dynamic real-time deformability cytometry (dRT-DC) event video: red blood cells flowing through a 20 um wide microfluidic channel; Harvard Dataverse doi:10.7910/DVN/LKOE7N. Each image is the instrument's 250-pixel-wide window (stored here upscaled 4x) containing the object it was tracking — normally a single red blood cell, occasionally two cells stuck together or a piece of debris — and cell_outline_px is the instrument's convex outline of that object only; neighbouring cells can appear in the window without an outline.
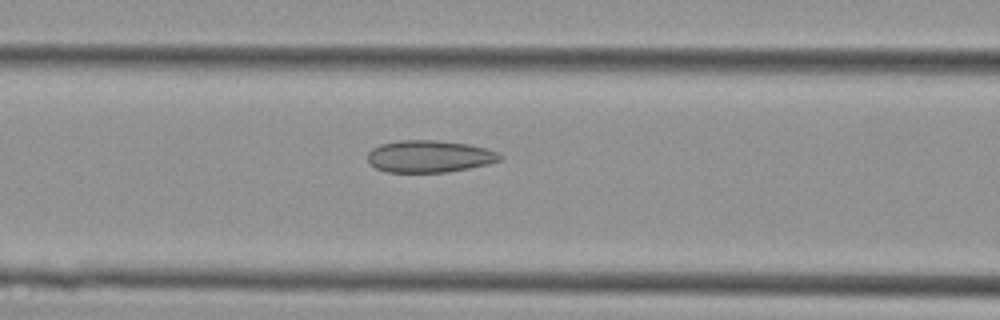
{"species": "Egyptian fruit bat (a non-hibernating species)", "species_latin": "Rousettus aegyptiacus", "temperature_condition": "cold", "stored_images_in_passage": 14, "camera_frame_rate_fps": 3000, "um_per_image_px": 0.085, "animal": {"sex": "female"}, "frame": {"image": 1, "passage_image": 10, "time_ms": 3.0, "image_size_px": [1000, 320], "cell_outline_px": [[504, 156], [500, 160], [488, 164], [448, 172], [384, 172], [376, 168], [368, 160], [368, 152], [372, 148], [380, 144], [400, 140], [436, 140], [468, 144], [488, 148]], "centroid_in_image_um": [36.5, 13.29], "position_along_channel_um": 130.1, "area_um2": 24.8}}
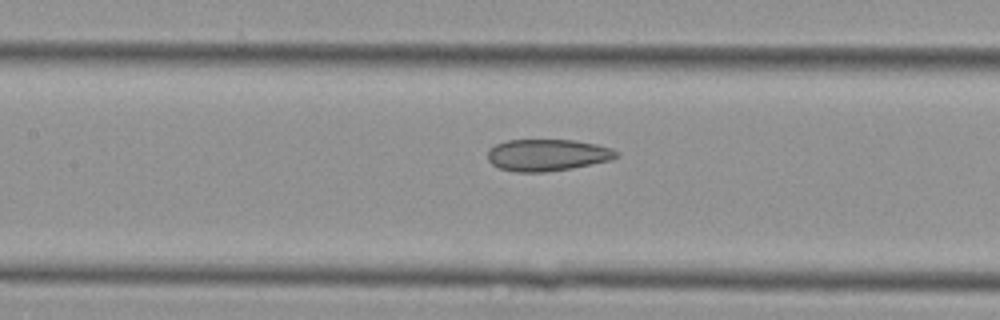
{"frame": {"image": 2, "passage_image": 12, "time_ms": 3.667, "image_size_px": [1000, 320], "cell_outline_px": [[620, 156], [612, 160], [572, 168], [544, 172], [516, 172], [500, 168], [492, 164], [488, 160], [488, 152], [496, 144], [508, 140], [576, 140], [596, 144], [612, 148], [620, 152]], "centroid_in_image_um": [46.58, 13.18], "position_along_channel_um": 160.8, "area_um2": 23.93}}